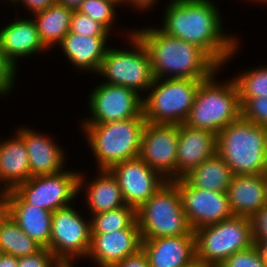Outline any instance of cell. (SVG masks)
I'll list each match as a JSON object with an SVG mask.
<instances>
[{
  "label": "cell",
  "mask_w": 267,
  "mask_h": 267,
  "mask_svg": "<svg viewBox=\"0 0 267 267\" xmlns=\"http://www.w3.org/2000/svg\"><path fill=\"white\" fill-rule=\"evenodd\" d=\"M112 267H149V264L145 254L140 250L138 253L126 257Z\"/></svg>",
  "instance_id": "74e56055"
},
{
  "label": "cell",
  "mask_w": 267,
  "mask_h": 267,
  "mask_svg": "<svg viewBox=\"0 0 267 267\" xmlns=\"http://www.w3.org/2000/svg\"><path fill=\"white\" fill-rule=\"evenodd\" d=\"M162 28L167 35L201 48L219 67L233 56L237 39L222 33L219 10L211 0H171Z\"/></svg>",
  "instance_id": "6da1fadb"
},
{
  "label": "cell",
  "mask_w": 267,
  "mask_h": 267,
  "mask_svg": "<svg viewBox=\"0 0 267 267\" xmlns=\"http://www.w3.org/2000/svg\"><path fill=\"white\" fill-rule=\"evenodd\" d=\"M233 175L231 168L216 153L191 170L183 179L194 188L227 192Z\"/></svg>",
  "instance_id": "484cf974"
},
{
  "label": "cell",
  "mask_w": 267,
  "mask_h": 267,
  "mask_svg": "<svg viewBox=\"0 0 267 267\" xmlns=\"http://www.w3.org/2000/svg\"><path fill=\"white\" fill-rule=\"evenodd\" d=\"M90 245L91 222L85 220L71 205L53 212L48 249L65 266H73L76 258H87Z\"/></svg>",
  "instance_id": "30bf717a"
},
{
  "label": "cell",
  "mask_w": 267,
  "mask_h": 267,
  "mask_svg": "<svg viewBox=\"0 0 267 267\" xmlns=\"http://www.w3.org/2000/svg\"><path fill=\"white\" fill-rule=\"evenodd\" d=\"M16 65L0 49V96L8 94L15 82Z\"/></svg>",
  "instance_id": "d590c367"
},
{
  "label": "cell",
  "mask_w": 267,
  "mask_h": 267,
  "mask_svg": "<svg viewBox=\"0 0 267 267\" xmlns=\"http://www.w3.org/2000/svg\"><path fill=\"white\" fill-rule=\"evenodd\" d=\"M142 239L195 235L183 210L177 185L167 181L137 211Z\"/></svg>",
  "instance_id": "8992f818"
},
{
  "label": "cell",
  "mask_w": 267,
  "mask_h": 267,
  "mask_svg": "<svg viewBox=\"0 0 267 267\" xmlns=\"http://www.w3.org/2000/svg\"><path fill=\"white\" fill-rule=\"evenodd\" d=\"M146 124L144 116L102 124H81L99 169L136 158L141 151V136Z\"/></svg>",
  "instance_id": "277c9868"
},
{
  "label": "cell",
  "mask_w": 267,
  "mask_h": 267,
  "mask_svg": "<svg viewBox=\"0 0 267 267\" xmlns=\"http://www.w3.org/2000/svg\"><path fill=\"white\" fill-rule=\"evenodd\" d=\"M157 0H123V3H131L135 8H138L140 10L149 9L154 4H156ZM155 2V3H154ZM149 7V8H148Z\"/></svg>",
  "instance_id": "60d3db41"
},
{
  "label": "cell",
  "mask_w": 267,
  "mask_h": 267,
  "mask_svg": "<svg viewBox=\"0 0 267 267\" xmlns=\"http://www.w3.org/2000/svg\"><path fill=\"white\" fill-rule=\"evenodd\" d=\"M216 144L234 175L267 173V127L240 117L217 134Z\"/></svg>",
  "instance_id": "3957f363"
},
{
  "label": "cell",
  "mask_w": 267,
  "mask_h": 267,
  "mask_svg": "<svg viewBox=\"0 0 267 267\" xmlns=\"http://www.w3.org/2000/svg\"><path fill=\"white\" fill-rule=\"evenodd\" d=\"M0 49L17 66V58L47 50L33 19H19L0 29Z\"/></svg>",
  "instance_id": "7402d4cb"
},
{
  "label": "cell",
  "mask_w": 267,
  "mask_h": 267,
  "mask_svg": "<svg viewBox=\"0 0 267 267\" xmlns=\"http://www.w3.org/2000/svg\"><path fill=\"white\" fill-rule=\"evenodd\" d=\"M3 254H4V253H3L2 248H1V246H0V257H1Z\"/></svg>",
  "instance_id": "c3c4849f"
},
{
  "label": "cell",
  "mask_w": 267,
  "mask_h": 267,
  "mask_svg": "<svg viewBox=\"0 0 267 267\" xmlns=\"http://www.w3.org/2000/svg\"><path fill=\"white\" fill-rule=\"evenodd\" d=\"M217 135L185 123L179 125L176 180L217 153Z\"/></svg>",
  "instance_id": "e0dca14e"
},
{
  "label": "cell",
  "mask_w": 267,
  "mask_h": 267,
  "mask_svg": "<svg viewBox=\"0 0 267 267\" xmlns=\"http://www.w3.org/2000/svg\"><path fill=\"white\" fill-rule=\"evenodd\" d=\"M116 5L118 4L112 0H84L77 11L89 16L110 31L115 15H117L115 13Z\"/></svg>",
  "instance_id": "4dcf8cb0"
},
{
  "label": "cell",
  "mask_w": 267,
  "mask_h": 267,
  "mask_svg": "<svg viewBox=\"0 0 267 267\" xmlns=\"http://www.w3.org/2000/svg\"><path fill=\"white\" fill-rule=\"evenodd\" d=\"M186 267H207V266L203 265L200 261L195 260L194 262H192L190 265Z\"/></svg>",
  "instance_id": "f6af8a7d"
},
{
  "label": "cell",
  "mask_w": 267,
  "mask_h": 267,
  "mask_svg": "<svg viewBox=\"0 0 267 267\" xmlns=\"http://www.w3.org/2000/svg\"><path fill=\"white\" fill-rule=\"evenodd\" d=\"M91 233H110L123 229H139L136 210L124 205L91 216Z\"/></svg>",
  "instance_id": "f1b7e54d"
},
{
  "label": "cell",
  "mask_w": 267,
  "mask_h": 267,
  "mask_svg": "<svg viewBox=\"0 0 267 267\" xmlns=\"http://www.w3.org/2000/svg\"><path fill=\"white\" fill-rule=\"evenodd\" d=\"M255 246L258 249L262 260L267 264V241L257 242Z\"/></svg>",
  "instance_id": "7bdbcfd3"
},
{
  "label": "cell",
  "mask_w": 267,
  "mask_h": 267,
  "mask_svg": "<svg viewBox=\"0 0 267 267\" xmlns=\"http://www.w3.org/2000/svg\"><path fill=\"white\" fill-rule=\"evenodd\" d=\"M173 182L180 192L183 210L193 231L233 216L227 192L194 188L183 178Z\"/></svg>",
  "instance_id": "5bb4252c"
},
{
  "label": "cell",
  "mask_w": 267,
  "mask_h": 267,
  "mask_svg": "<svg viewBox=\"0 0 267 267\" xmlns=\"http://www.w3.org/2000/svg\"><path fill=\"white\" fill-rule=\"evenodd\" d=\"M0 267H18V257L9 254H3L0 257Z\"/></svg>",
  "instance_id": "ab89813d"
},
{
  "label": "cell",
  "mask_w": 267,
  "mask_h": 267,
  "mask_svg": "<svg viewBox=\"0 0 267 267\" xmlns=\"http://www.w3.org/2000/svg\"><path fill=\"white\" fill-rule=\"evenodd\" d=\"M65 265L48 249L18 257V267H64Z\"/></svg>",
  "instance_id": "e575fe53"
},
{
  "label": "cell",
  "mask_w": 267,
  "mask_h": 267,
  "mask_svg": "<svg viewBox=\"0 0 267 267\" xmlns=\"http://www.w3.org/2000/svg\"><path fill=\"white\" fill-rule=\"evenodd\" d=\"M241 117L267 127V97L240 98Z\"/></svg>",
  "instance_id": "d6a6232c"
},
{
  "label": "cell",
  "mask_w": 267,
  "mask_h": 267,
  "mask_svg": "<svg viewBox=\"0 0 267 267\" xmlns=\"http://www.w3.org/2000/svg\"><path fill=\"white\" fill-rule=\"evenodd\" d=\"M107 40L108 37H89L68 32L59 45L74 67L97 74L108 49L105 46Z\"/></svg>",
  "instance_id": "cb8c5ba5"
},
{
  "label": "cell",
  "mask_w": 267,
  "mask_h": 267,
  "mask_svg": "<svg viewBox=\"0 0 267 267\" xmlns=\"http://www.w3.org/2000/svg\"><path fill=\"white\" fill-rule=\"evenodd\" d=\"M18 1L27 6V9L34 14L45 10L56 2V0H15L14 3L16 4Z\"/></svg>",
  "instance_id": "f35d334b"
},
{
  "label": "cell",
  "mask_w": 267,
  "mask_h": 267,
  "mask_svg": "<svg viewBox=\"0 0 267 267\" xmlns=\"http://www.w3.org/2000/svg\"><path fill=\"white\" fill-rule=\"evenodd\" d=\"M149 267H186L196 260L195 235L142 239Z\"/></svg>",
  "instance_id": "ac0fdd59"
},
{
  "label": "cell",
  "mask_w": 267,
  "mask_h": 267,
  "mask_svg": "<svg viewBox=\"0 0 267 267\" xmlns=\"http://www.w3.org/2000/svg\"><path fill=\"white\" fill-rule=\"evenodd\" d=\"M109 170L117 178L125 204L136 211L168 181L139 156L119 162Z\"/></svg>",
  "instance_id": "9a60e30c"
},
{
  "label": "cell",
  "mask_w": 267,
  "mask_h": 267,
  "mask_svg": "<svg viewBox=\"0 0 267 267\" xmlns=\"http://www.w3.org/2000/svg\"><path fill=\"white\" fill-rule=\"evenodd\" d=\"M250 219L253 245L267 241V204L255 212Z\"/></svg>",
  "instance_id": "8d00e7d4"
},
{
  "label": "cell",
  "mask_w": 267,
  "mask_h": 267,
  "mask_svg": "<svg viewBox=\"0 0 267 267\" xmlns=\"http://www.w3.org/2000/svg\"><path fill=\"white\" fill-rule=\"evenodd\" d=\"M60 171L54 174L38 175L19 184L14 190L29 204L54 212L70 206L81 190L84 178L79 172Z\"/></svg>",
  "instance_id": "8fae6325"
},
{
  "label": "cell",
  "mask_w": 267,
  "mask_h": 267,
  "mask_svg": "<svg viewBox=\"0 0 267 267\" xmlns=\"http://www.w3.org/2000/svg\"><path fill=\"white\" fill-rule=\"evenodd\" d=\"M179 125L146 122L139 157L166 180H176Z\"/></svg>",
  "instance_id": "4fadbf2b"
},
{
  "label": "cell",
  "mask_w": 267,
  "mask_h": 267,
  "mask_svg": "<svg viewBox=\"0 0 267 267\" xmlns=\"http://www.w3.org/2000/svg\"><path fill=\"white\" fill-rule=\"evenodd\" d=\"M140 229H123L110 233H91L87 257L100 267H112L141 250Z\"/></svg>",
  "instance_id": "2e32d148"
},
{
  "label": "cell",
  "mask_w": 267,
  "mask_h": 267,
  "mask_svg": "<svg viewBox=\"0 0 267 267\" xmlns=\"http://www.w3.org/2000/svg\"><path fill=\"white\" fill-rule=\"evenodd\" d=\"M0 215L5 211V197H6V191L4 189H0Z\"/></svg>",
  "instance_id": "ee69618b"
},
{
  "label": "cell",
  "mask_w": 267,
  "mask_h": 267,
  "mask_svg": "<svg viewBox=\"0 0 267 267\" xmlns=\"http://www.w3.org/2000/svg\"><path fill=\"white\" fill-rule=\"evenodd\" d=\"M220 267H267V264L262 260L260 253L255 245L250 248L235 252L226 258Z\"/></svg>",
  "instance_id": "836d02e7"
},
{
  "label": "cell",
  "mask_w": 267,
  "mask_h": 267,
  "mask_svg": "<svg viewBox=\"0 0 267 267\" xmlns=\"http://www.w3.org/2000/svg\"><path fill=\"white\" fill-rule=\"evenodd\" d=\"M203 80L154 78L143 99V115L151 124H183L191 110L196 91Z\"/></svg>",
  "instance_id": "52a82bcc"
},
{
  "label": "cell",
  "mask_w": 267,
  "mask_h": 267,
  "mask_svg": "<svg viewBox=\"0 0 267 267\" xmlns=\"http://www.w3.org/2000/svg\"><path fill=\"white\" fill-rule=\"evenodd\" d=\"M73 9L55 2L43 11L34 14L38 35L48 50L54 44H60L69 32Z\"/></svg>",
  "instance_id": "4316f807"
},
{
  "label": "cell",
  "mask_w": 267,
  "mask_h": 267,
  "mask_svg": "<svg viewBox=\"0 0 267 267\" xmlns=\"http://www.w3.org/2000/svg\"><path fill=\"white\" fill-rule=\"evenodd\" d=\"M112 1H114V2H116L118 5L121 3H123V0H112Z\"/></svg>",
  "instance_id": "bcb514c9"
},
{
  "label": "cell",
  "mask_w": 267,
  "mask_h": 267,
  "mask_svg": "<svg viewBox=\"0 0 267 267\" xmlns=\"http://www.w3.org/2000/svg\"><path fill=\"white\" fill-rule=\"evenodd\" d=\"M196 260L207 267L219 266L235 252L253 246L251 219L233 215L216 224L196 229Z\"/></svg>",
  "instance_id": "ba28073f"
},
{
  "label": "cell",
  "mask_w": 267,
  "mask_h": 267,
  "mask_svg": "<svg viewBox=\"0 0 267 267\" xmlns=\"http://www.w3.org/2000/svg\"><path fill=\"white\" fill-rule=\"evenodd\" d=\"M216 73L200 83L184 123L217 135L241 117V104L235 80L218 84L214 78Z\"/></svg>",
  "instance_id": "5b68a950"
},
{
  "label": "cell",
  "mask_w": 267,
  "mask_h": 267,
  "mask_svg": "<svg viewBox=\"0 0 267 267\" xmlns=\"http://www.w3.org/2000/svg\"><path fill=\"white\" fill-rule=\"evenodd\" d=\"M129 39L134 50L108 48L97 73L107 79L105 83L140 93L149 90L154 81L151 60L144 43L134 32L130 33Z\"/></svg>",
  "instance_id": "9c48e42d"
},
{
  "label": "cell",
  "mask_w": 267,
  "mask_h": 267,
  "mask_svg": "<svg viewBox=\"0 0 267 267\" xmlns=\"http://www.w3.org/2000/svg\"><path fill=\"white\" fill-rule=\"evenodd\" d=\"M84 0H56L57 3L65 5L67 8L77 10Z\"/></svg>",
  "instance_id": "b9f144b4"
},
{
  "label": "cell",
  "mask_w": 267,
  "mask_h": 267,
  "mask_svg": "<svg viewBox=\"0 0 267 267\" xmlns=\"http://www.w3.org/2000/svg\"><path fill=\"white\" fill-rule=\"evenodd\" d=\"M69 32L89 37H108L110 33L102 24L77 10L72 13Z\"/></svg>",
  "instance_id": "1f68e13d"
},
{
  "label": "cell",
  "mask_w": 267,
  "mask_h": 267,
  "mask_svg": "<svg viewBox=\"0 0 267 267\" xmlns=\"http://www.w3.org/2000/svg\"><path fill=\"white\" fill-rule=\"evenodd\" d=\"M133 32L148 50L154 78L206 80L221 69L198 46L169 36L158 28Z\"/></svg>",
  "instance_id": "7a4b0ae2"
},
{
  "label": "cell",
  "mask_w": 267,
  "mask_h": 267,
  "mask_svg": "<svg viewBox=\"0 0 267 267\" xmlns=\"http://www.w3.org/2000/svg\"><path fill=\"white\" fill-rule=\"evenodd\" d=\"M97 178L88 183L86 204L92 214L120 208L125 204L117 178L109 169H99Z\"/></svg>",
  "instance_id": "d4e9b609"
},
{
  "label": "cell",
  "mask_w": 267,
  "mask_h": 267,
  "mask_svg": "<svg viewBox=\"0 0 267 267\" xmlns=\"http://www.w3.org/2000/svg\"><path fill=\"white\" fill-rule=\"evenodd\" d=\"M252 1H253V0H252ZM257 1H259L260 3H261L262 1H263L262 3H265V4L267 3V0H256V1H254V2H257Z\"/></svg>",
  "instance_id": "7dc6e473"
},
{
  "label": "cell",
  "mask_w": 267,
  "mask_h": 267,
  "mask_svg": "<svg viewBox=\"0 0 267 267\" xmlns=\"http://www.w3.org/2000/svg\"><path fill=\"white\" fill-rule=\"evenodd\" d=\"M240 98L267 97V66L254 68L234 78Z\"/></svg>",
  "instance_id": "f546056e"
},
{
  "label": "cell",
  "mask_w": 267,
  "mask_h": 267,
  "mask_svg": "<svg viewBox=\"0 0 267 267\" xmlns=\"http://www.w3.org/2000/svg\"><path fill=\"white\" fill-rule=\"evenodd\" d=\"M12 138L0 141V184L6 192L31 178L24 141L17 133Z\"/></svg>",
  "instance_id": "603a6c76"
},
{
  "label": "cell",
  "mask_w": 267,
  "mask_h": 267,
  "mask_svg": "<svg viewBox=\"0 0 267 267\" xmlns=\"http://www.w3.org/2000/svg\"><path fill=\"white\" fill-rule=\"evenodd\" d=\"M143 98L133 89L102 82L89 97L92 119L86 118L83 124H102L144 116Z\"/></svg>",
  "instance_id": "7c38bea8"
},
{
  "label": "cell",
  "mask_w": 267,
  "mask_h": 267,
  "mask_svg": "<svg viewBox=\"0 0 267 267\" xmlns=\"http://www.w3.org/2000/svg\"><path fill=\"white\" fill-rule=\"evenodd\" d=\"M227 195L233 215L250 218L267 204V175H233Z\"/></svg>",
  "instance_id": "ffe728a7"
},
{
  "label": "cell",
  "mask_w": 267,
  "mask_h": 267,
  "mask_svg": "<svg viewBox=\"0 0 267 267\" xmlns=\"http://www.w3.org/2000/svg\"><path fill=\"white\" fill-rule=\"evenodd\" d=\"M23 139L30 166V176L54 174L63 170L65 160L62 150L49 136L39 134L29 128L18 129Z\"/></svg>",
  "instance_id": "44dd1931"
},
{
  "label": "cell",
  "mask_w": 267,
  "mask_h": 267,
  "mask_svg": "<svg viewBox=\"0 0 267 267\" xmlns=\"http://www.w3.org/2000/svg\"><path fill=\"white\" fill-rule=\"evenodd\" d=\"M5 212L42 248L49 247L53 212L27 203L14 189L6 192Z\"/></svg>",
  "instance_id": "d6986e66"
},
{
  "label": "cell",
  "mask_w": 267,
  "mask_h": 267,
  "mask_svg": "<svg viewBox=\"0 0 267 267\" xmlns=\"http://www.w3.org/2000/svg\"><path fill=\"white\" fill-rule=\"evenodd\" d=\"M0 246L4 254L15 257L31 255L42 248L5 211L0 215Z\"/></svg>",
  "instance_id": "83f0119b"
}]
</instances>
